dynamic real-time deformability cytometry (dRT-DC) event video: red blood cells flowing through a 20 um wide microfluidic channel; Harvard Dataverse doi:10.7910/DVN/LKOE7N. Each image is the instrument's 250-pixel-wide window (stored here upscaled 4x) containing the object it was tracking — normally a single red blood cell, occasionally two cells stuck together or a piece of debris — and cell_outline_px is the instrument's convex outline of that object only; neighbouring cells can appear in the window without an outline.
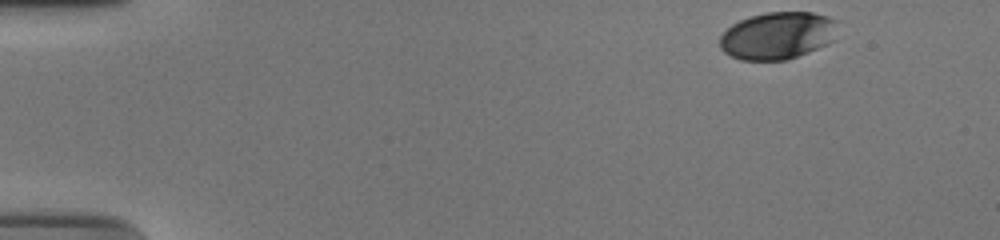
{"species": "human", "species_latin": "Homo sapiens", "temperature_condition": "cold", "stored_images_in_passage": 42, "camera_frame_rate_fps": 3000, "um_per_image_px": 0.085, "donor": {"sex": "male"}, "frame": {"image": 1, "passage_image": 1, "time_ms": 0.0, "image_size_px": [1000, 240], "cell_outline_px": [[840, 20], [836, 40], [828, 44], [788, 60], [740, 60], [724, 52], [720, 48], [720, 36], [732, 24], [740, 20], [752, 16], [768, 12], [812, 12], [828, 16]], "centroid_in_image_um": [66.17, 3.02], "position_along_channel_um": 18.8, "area_um2": 33.0}}
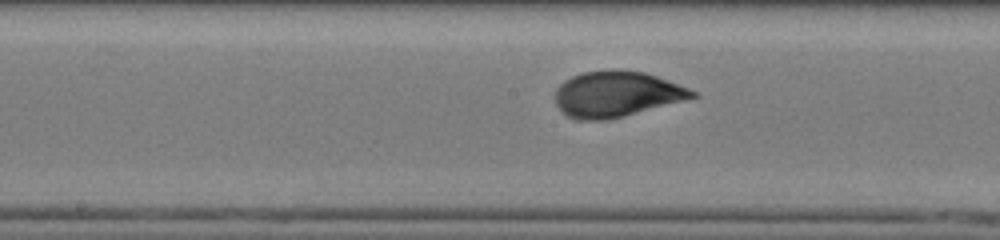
{"frame": {"image": 2, "passage_image": 25, "time_ms": 8.0, "image_size_px": [1000, 240], "cell_outline_px": [[700, 96], [624, 116], [608, 120], [580, 120], [568, 116], [556, 104], [556, 88], [564, 80], [580, 72], [608, 68], [620, 68], [644, 72], [656, 76], [688, 88], [696, 92]], "centroid_in_image_um": [52.39, 7.97], "position_along_channel_um": 195.8, "area_um2": 36.76}}
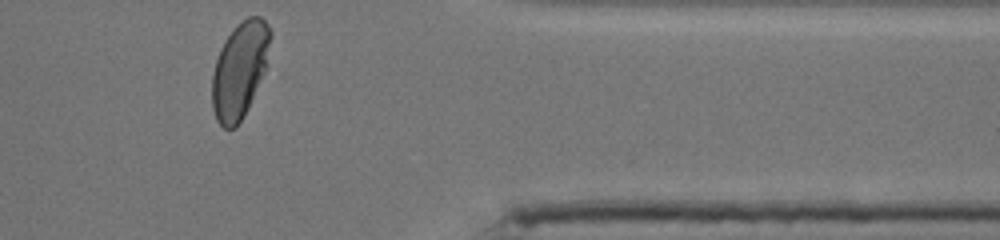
{"frame": {"image": 3, "passage_image": 42, "time_ms": 13.667, "image_size_px": [1000, 240], "cell_outline_px": [[272, 36], [264, 68], [252, 96], [236, 128], [224, 128], [216, 120], [212, 108], [212, 76], [216, 60], [220, 48], [224, 40], [236, 24], [248, 16], [260, 16], [268, 24], [272, 32]], "centroid_in_image_um": [20.34, 5.89], "position_along_channel_um": 391.1, "area_um2": 31.96}, "authors_computed_cell_mechanics": {"area_um2": 35.8071, "velocity_mm_per_s": 3.7077, "shape_relaxation_time_tau1_ms": 3.8838, "shape_relaxation_time_tau2_ms": null, "deformation_change_tau1": 0.1709, "deformation_change_tau2": null}}